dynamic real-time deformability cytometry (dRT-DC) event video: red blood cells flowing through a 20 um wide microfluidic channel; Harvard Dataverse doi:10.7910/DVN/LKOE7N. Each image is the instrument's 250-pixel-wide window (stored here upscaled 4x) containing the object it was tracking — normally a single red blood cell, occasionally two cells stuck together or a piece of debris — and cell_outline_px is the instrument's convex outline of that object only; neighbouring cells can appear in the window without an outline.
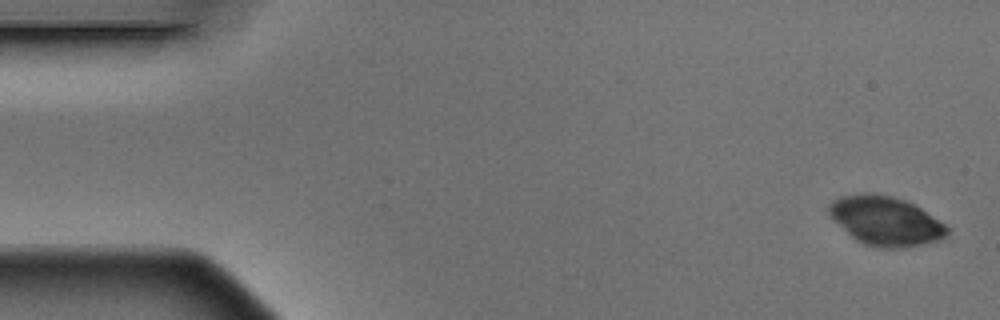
{"species": "Egyptian fruit bat (a non-hibernating species)", "species_latin": "Rousettus aegyptiacus", "temperature_condition": "warm", "stored_images_in_passage": 6, "camera_frame_rate_fps": 3000, "um_per_image_px": 0.085, "animal": {"sex": "male"}, "frame": {"image": 1, "passage_image": 1, "time_ms": 0.0, "image_size_px": [1000, 320], "cell_outline_px": [[948, 232], [940, 240], [908, 248], [876, 248], [864, 244], [856, 240], [828, 212], [828, 204], [832, 200], [840, 196], [864, 192], [868, 192], [892, 196], [908, 200], [916, 204], [940, 220], [948, 228]], "centroid_in_image_um": [75.31, 18.77], "position_along_channel_um": 9.7, "area_um2": 34.04}}
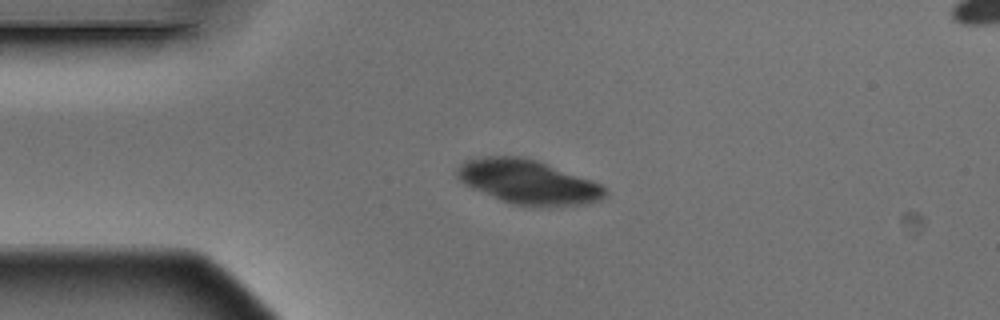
{"frame": {"image": 2, "passage_image": 4, "time_ms": 1.0, "image_size_px": [1000, 320], "cell_outline_px": [[608, 196], [600, 200], [588, 204], [512, 204], [500, 200], [472, 188], [464, 184], [456, 176], [456, 168], [464, 160], [484, 156], [520, 156], [536, 160], [592, 180], [608, 188]], "centroid_in_image_um": [44.87, 15.43], "position_along_channel_um": 40.1, "area_um2": 37.69}}